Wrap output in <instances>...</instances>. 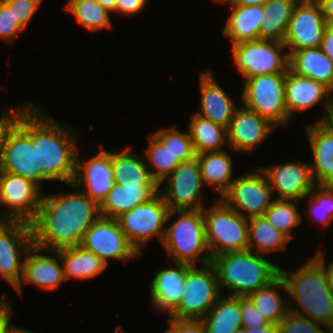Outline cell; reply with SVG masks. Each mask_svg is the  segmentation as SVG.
<instances>
[{
	"label": "cell",
	"instance_id": "6f0895ef",
	"mask_svg": "<svg viewBox=\"0 0 333 333\" xmlns=\"http://www.w3.org/2000/svg\"><path fill=\"white\" fill-rule=\"evenodd\" d=\"M168 320L170 322L171 327L165 330L164 333H180V319L169 317Z\"/></svg>",
	"mask_w": 333,
	"mask_h": 333
},
{
	"label": "cell",
	"instance_id": "f907efd6",
	"mask_svg": "<svg viewBox=\"0 0 333 333\" xmlns=\"http://www.w3.org/2000/svg\"><path fill=\"white\" fill-rule=\"evenodd\" d=\"M319 48L333 61V25H327Z\"/></svg>",
	"mask_w": 333,
	"mask_h": 333
},
{
	"label": "cell",
	"instance_id": "4fadbf2b",
	"mask_svg": "<svg viewBox=\"0 0 333 333\" xmlns=\"http://www.w3.org/2000/svg\"><path fill=\"white\" fill-rule=\"evenodd\" d=\"M41 190L29 179L0 171V204L8 207L0 213V220L32 223L38 214Z\"/></svg>",
	"mask_w": 333,
	"mask_h": 333
},
{
	"label": "cell",
	"instance_id": "d6a6232c",
	"mask_svg": "<svg viewBox=\"0 0 333 333\" xmlns=\"http://www.w3.org/2000/svg\"><path fill=\"white\" fill-rule=\"evenodd\" d=\"M206 333H233L242 327L240 297L221 296L210 311L201 319Z\"/></svg>",
	"mask_w": 333,
	"mask_h": 333
},
{
	"label": "cell",
	"instance_id": "f1b7e54d",
	"mask_svg": "<svg viewBox=\"0 0 333 333\" xmlns=\"http://www.w3.org/2000/svg\"><path fill=\"white\" fill-rule=\"evenodd\" d=\"M114 182L124 186H159L153 179L144 156L123 149L111 152Z\"/></svg>",
	"mask_w": 333,
	"mask_h": 333
},
{
	"label": "cell",
	"instance_id": "3957f363",
	"mask_svg": "<svg viewBox=\"0 0 333 333\" xmlns=\"http://www.w3.org/2000/svg\"><path fill=\"white\" fill-rule=\"evenodd\" d=\"M280 276L285 281L287 293L301 308L298 310L290 304L289 310L333 331V291L322 267L310 257L294 272H286L280 267Z\"/></svg>",
	"mask_w": 333,
	"mask_h": 333
},
{
	"label": "cell",
	"instance_id": "c3c4849f",
	"mask_svg": "<svg viewBox=\"0 0 333 333\" xmlns=\"http://www.w3.org/2000/svg\"><path fill=\"white\" fill-rule=\"evenodd\" d=\"M0 299V333H7L12 324L10 318L12 316V302L7 301L6 294ZM6 300V301H5ZM11 303V304H10Z\"/></svg>",
	"mask_w": 333,
	"mask_h": 333
},
{
	"label": "cell",
	"instance_id": "60d3db41",
	"mask_svg": "<svg viewBox=\"0 0 333 333\" xmlns=\"http://www.w3.org/2000/svg\"><path fill=\"white\" fill-rule=\"evenodd\" d=\"M306 197H309L308 211L315 221L324 228L333 222L332 185H316Z\"/></svg>",
	"mask_w": 333,
	"mask_h": 333
},
{
	"label": "cell",
	"instance_id": "8fae6325",
	"mask_svg": "<svg viewBox=\"0 0 333 333\" xmlns=\"http://www.w3.org/2000/svg\"><path fill=\"white\" fill-rule=\"evenodd\" d=\"M256 170L258 172L250 171L235 178L221 196L229 207L246 219L263 216L274 200L264 171L261 167Z\"/></svg>",
	"mask_w": 333,
	"mask_h": 333
},
{
	"label": "cell",
	"instance_id": "d590c367",
	"mask_svg": "<svg viewBox=\"0 0 333 333\" xmlns=\"http://www.w3.org/2000/svg\"><path fill=\"white\" fill-rule=\"evenodd\" d=\"M280 287L288 292L285 281L279 275L269 285L259 288L256 292L249 294L247 297L253 302L262 315L273 324L279 325L280 320L286 316L289 311V303H285L276 291Z\"/></svg>",
	"mask_w": 333,
	"mask_h": 333
},
{
	"label": "cell",
	"instance_id": "6125c7cd",
	"mask_svg": "<svg viewBox=\"0 0 333 333\" xmlns=\"http://www.w3.org/2000/svg\"><path fill=\"white\" fill-rule=\"evenodd\" d=\"M121 326H117L115 333H124L123 330L120 328Z\"/></svg>",
	"mask_w": 333,
	"mask_h": 333
},
{
	"label": "cell",
	"instance_id": "ee69618b",
	"mask_svg": "<svg viewBox=\"0 0 333 333\" xmlns=\"http://www.w3.org/2000/svg\"><path fill=\"white\" fill-rule=\"evenodd\" d=\"M28 104V106L26 103L21 106L17 105V107H12L10 110L7 109L6 111L4 109L0 119V151L2 146L6 143L10 132L17 126L20 118L32 106L30 102Z\"/></svg>",
	"mask_w": 333,
	"mask_h": 333
},
{
	"label": "cell",
	"instance_id": "94428289",
	"mask_svg": "<svg viewBox=\"0 0 333 333\" xmlns=\"http://www.w3.org/2000/svg\"><path fill=\"white\" fill-rule=\"evenodd\" d=\"M233 333H246V329L244 327H240V328L236 329V331Z\"/></svg>",
	"mask_w": 333,
	"mask_h": 333
},
{
	"label": "cell",
	"instance_id": "ffe728a7",
	"mask_svg": "<svg viewBox=\"0 0 333 333\" xmlns=\"http://www.w3.org/2000/svg\"><path fill=\"white\" fill-rule=\"evenodd\" d=\"M275 128L267 119L243 105V108H236L230 120L227 146L236 152H252L270 137V132Z\"/></svg>",
	"mask_w": 333,
	"mask_h": 333
},
{
	"label": "cell",
	"instance_id": "7bdbcfd3",
	"mask_svg": "<svg viewBox=\"0 0 333 333\" xmlns=\"http://www.w3.org/2000/svg\"><path fill=\"white\" fill-rule=\"evenodd\" d=\"M25 30L15 18L13 9L0 0V39L12 43L16 36Z\"/></svg>",
	"mask_w": 333,
	"mask_h": 333
},
{
	"label": "cell",
	"instance_id": "ba28073f",
	"mask_svg": "<svg viewBox=\"0 0 333 333\" xmlns=\"http://www.w3.org/2000/svg\"><path fill=\"white\" fill-rule=\"evenodd\" d=\"M175 214L176 211L168 208L158 192L148 202L137 205L116 219L130 244L141 255V246L151 242L153 236L157 235L163 241L166 230L164 224Z\"/></svg>",
	"mask_w": 333,
	"mask_h": 333
},
{
	"label": "cell",
	"instance_id": "11a10c76",
	"mask_svg": "<svg viewBox=\"0 0 333 333\" xmlns=\"http://www.w3.org/2000/svg\"><path fill=\"white\" fill-rule=\"evenodd\" d=\"M325 116V117H324ZM322 116L320 118V121L318 119V122H322L328 129L333 133V105L331 109L329 110L328 114Z\"/></svg>",
	"mask_w": 333,
	"mask_h": 333
},
{
	"label": "cell",
	"instance_id": "f5cc1de1",
	"mask_svg": "<svg viewBox=\"0 0 333 333\" xmlns=\"http://www.w3.org/2000/svg\"><path fill=\"white\" fill-rule=\"evenodd\" d=\"M327 24L333 25V0H317Z\"/></svg>",
	"mask_w": 333,
	"mask_h": 333
},
{
	"label": "cell",
	"instance_id": "f6af8a7d",
	"mask_svg": "<svg viewBox=\"0 0 333 333\" xmlns=\"http://www.w3.org/2000/svg\"><path fill=\"white\" fill-rule=\"evenodd\" d=\"M10 8L19 24L26 29L32 16L44 0H3Z\"/></svg>",
	"mask_w": 333,
	"mask_h": 333
},
{
	"label": "cell",
	"instance_id": "6da1fadb",
	"mask_svg": "<svg viewBox=\"0 0 333 333\" xmlns=\"http://www.w3.org/2000/svg\"><path fill=\"white\" fill-rule=\"evenodd\" d=\"M70 186L76 191L42 194L38 214L31 223L33 242L37 247L57 251L80 246L85 232L101 216L96 201L80 188Z\"/></svg>",
	"mask_w": 333,
	"mask_h": 333
},
{
	"label": "cell",
	"instance_id": "816d5d0a",
	"mask_svg": "<svg viewBox=\"0 0 333 333\" xmlns=\"http://www.w3.org/2000/svg\"><path fill=\"white\" fill-rule=\"evenodd\" d=\"M316 254L312 257L324 270L327 282L329 284V287L333 291V261L330 262L328 265L325 266V258L324 253L320 250L318 252H315ZM328 266V267H327Z\"/></svg>",
	"mask_w": 333,
	"mask_h": 333
},
{
	"label": "cell",
	"instance_id": "8d00e7d4",
	"mask_svg": "<svg viewBox=\"0 0 333 333\" xmlns=\"http://www.w3.org/2000/svg\"><path fill=\"white\" fill-rule=\"evenodd\" d=\"M80 26L94 33L111 27L110 12L98 0H69L65 7Z\"/></svg>",
	"mask_w": 333,
	"mask_h": 333
},
{
	"label": "cell",
	"instance_id": "ab89813d",
	"mask_svg": "<svg viewBox=\"0 0 333 333\" xmlns=\"http://www.w3.org/2000/svg\"><path fill=\"white\" fill-rule=\"evenodd\" d=\"M153 134L166 148H168L170 153L179 163L186 162L197 157L189 131L188 133L184 131L180 132L173 126L167 129L160 128Z\"/></svg>",
	"mask_w": 333,
	"mask_h": 333
},
{
	"label": "cell",
	"instance_id": "9a60e30c",
	"mask_svg": "<svg viewBox=\"0 0 333 333\" xmlns=\"http://www.w3.org/2000/svg\"><path fill=\"white\" fill-rule=\"evenodd\" d=\"M80 246L107 265L109 259L129 261L140 256L114 218L100 216L85 232Z\"/></svg>",
	"mask_w": 333,
	"mask_h": 333
},
{
	"label": "cell",
	"instance_id": "83f0119b",
	"mask_svg": "<svg viewBox=\"0 0 333 333\" xmlns=\"http://www.w3.org/2000/svg\"><path fill=\"white\" fill-rule=\"evenodd\" d=\"M289 69L296 75L323 83L333 91V61L319 47L293 51L289 55Z\"/></svg>",
	"mask_w": 333,
	"mask_h": 333
},
{
	"label": "cell",
	"instance_id": "bcb514c9",
	"mask_svg": "<svg viewBox=\"0 0 333 333\" xmlns=\"http://www.w3.org/2000/svg\"><path fill=\"white\" fill-rule=\"evenodd\" d=\"M240 309L244 328H257L270 323L248 297H240Z\"/></svg>",
	"mask_w": 333,
	"mask_h": 333
},
{
	"label": "cell",
	"instance_id": "7a4b0ae2",
	"mask_svg": "<svg viewBox=\"0 0 333 333\" xmlns=\"http://www.w3.org/2000/svg\"><path fill=\"white\" fill-rule=\"evenodd\" d=\"M33 107L25 112L18 125L36 145L37 161L42 164L41 182L57 180L70 185L75 177L78 154L75 129L59 124L52 116Z\"/></svg>",
	"mask_w": 333,
	"mask_h": 333
},
{
	"label": "cell",
	"instance_id": "7dc6e473",
	"mask_svg": "<svg viewBox=\"0 0 333 333\" xmlns=\"http://www.w3.org/2000/svg\"><path fill=\"white\" fill-rule=\"evenodd\" d=\"M147 0H117V5L114 13L121 15L133 16L142 11Z\"/></svg>",
	"mask_w": 333,
	"mask_h": 333
},
{
	"label": "cell",
	"instance_id": "2e32d148",
	"mask_svg": "<svg viewBox=\"0 0 333 333\" xmlns=\"http://www.w3.org/2000/svg\"><path fill=\"white\" fill-rule=\"evenodd\" d=\"M327 22L317 0H299L290 19L284 45L295 50L320 47Z\"/></svg>",
	"mask_w": 333,
	"mask_h": 333
},
{
	"label": "cell",
	"instance_id": "44dd1931",
	"mask_svg": "<svg viewBox=\"0 0 333 333\" xmlns=\"http://www.w3.org/2000/svg\"><path fill=\"white\" fill-rule=\"evenodd\" d=\"M332 93L323 83L296 75L290 69L286 72L285 97L290 119L295 112L310 109L318 103L323 104L328 114L333 105Z\"/></svg>",
	"mask_w": 333,
	"mask_h": 333
},
{
	"label": "cell",
	"instance_id": "5bb4252c",
	"mask_svg": "<svg viewBox=\"0 0 333 333\" xmlns=\"http://www.w3.org/2000/svg\"><path fill=\"white\" fill-rule=\"evenodd\" d=\"M163 189H159L170 210H202L200 201L203 185L197 157L180 163L164 180Z\"/></svg>",
	"mask_w": 333,
	"mask_h": 333
},
{
	"label": "cell",
	"instance_id": "277c9868",
	"mask_svg": "<svg viewBox=\"0 0 333 333\" xmlns=\"http://www.w3.org/2000/svg\"><path fill=\"white\" fill-rule=\"evenodd\" d=\"M211 264L221 290L226 287L230 296L247 297L280 275L278 265L249 249L217 255Z\"/></svg>",
	"mask_w": 333,
	"mask_h": 333
},
{
	"label": "cell",
	"instance_id": "e575fe53",
	"mask_svg": "<svg viewBox=\"0 0 333 333\" xmlns=\"http://www.w3.org/2000/svg\"><path fill=\"white\" fill-rule=\"evenodd\" d=\"M188 130L193 141L196 154L223 151L222 145L228 144L227 128L192 114Z\"/></svg>",
	"mask_w": 333,
	"mask_h": 333
},
{
	"label": "cell",
	"instance_id": "8992f818",
	"mask_svg": "<svg viewBox=\"0 0 333 333\" xmlns=\"http://www.w3.org/2000/svg\"><path fill=\"white\" fill-rule=\"evenodd\" d=\"M209 208H203V215L211 257L247 250L248 219L234 211L221 198Z\"/></svg>",
	"mask_w": 333,
	"mask_h": 333
},
{
	"label": "cell",
	"instance_id": "9f6ffc18",
	"mask_svg": "<svg viewBox=\"0 0 333 333\" xmlns=\"http://www.w3.org/2000/svg\"><path fill=\"white\" fill-rule=\"evenodd\" d=\"M267 0H231L229 4H238L243 6L264 5Z\"/></svg>",
	"mask_w": 333,
	"mask_h": 333
},
{
	"label": "cell",
	"instance_id": "9c48e42d",
	"mask_svg": "<svg viewBox=\"0 0 333 333\" xmlns=\"http://www.w3.org/2000/svg\"><path fill=\"white\" fill-rule=\"evenodd\" d=\"M170 318L201 320L221 297V288L213 265L192 266L186 273L184 291Z\"/></svg>",
	"mask_w": 333,
	"mask_h": 333
},
{
	"label": "cell",
	"instance_id": "603a6c76",
	"mask_svg": "<svg viewBox=\"0 0 333 333\" xmlns=\"http://www.w3.org/2000/svg\"><path fill=\"white\" fill-rule=\"evenodd\" d=\"M174 264L176 268L159 270L150 284V299L154 308L168 314L179 305L184 294L186 273L192 267L183 263Z\"/></svg>",
	"mask_w": 333,
	"mask_h": 333
},
{
	"label": "cell",
	"instance_id": "4316f807",
	"mask_svg": "<svg viewBox=\"0 0 333 333\" xmlns=\"http://www.w3.org/2000/svg\"><path fill=\"white\" fill-rule=\"evenodd\" d=\"M160 186H124L115 183L100 204V215L116 219L137 205L148 202L159 192Z\"/></svg>",
	"mask_w": 333,
	"mask_h": 333
},
{
	"label": "cell",
	"instance_id": "681fc988",
	"mask_svg": "<svg viewBox=\"0 0 333 333\" xmlns=\"http://www.w3.org/2000/svg\"><path fill=\"white\" fill-rule=\"evenodd\" d=\"M180 333H206L202 320L180 319Z\"/></svg>",
	"mask_w": 333,
	"mask_h": 333
},
{
	"label": "cell",
	"instance_id": "e0dca14e",
	"mask_svg": "<svg viewBox=\"0 0 333 333\" xmlns=\"http://www.w3.org/2000/svg\"><path fill=\"white\" fill-rule=\"evenodd\" d=\"M41 166L37 161L36 145L17 124L0 151V171L29 179L41 188Z\"/></svg>",
	"mask_w": 333,
	"mask_h": 333
},
{
	"label": "cell",
	"instance_id": "d4e9b609",
	"mask_svg": "<svg viewBox=\"0 0 333 333\" xmlns=\"http://www.w3.org/2000/svg\"><path fill=\"white\" fill-rule=\"evenodd\" d=\"M314 158L311 171L316 185L333 186V133L322 123L306 126Z\"/></svg>",
	"mask_w": 333,
	"mask_h": 333
},
{
	"label": "cell",
	"instance_id": "91938a15",
	"mask_svg": "<svg viewBox=\"0 0 333 333\" xmlns=\"http://www.w3.org/2000/svg\"><path fill=\"white\" fill-rule=\"evenodd\" d=\"M7 333H34L32 331H29L27 329H23V328H18L15 327L14 324L11 326V328L7 331Z\"/></svg>",
	"mask_w": 333,
	"mask_h": 333
},
{
	"label": "cell",
	"instance_id": "30bf717a",
	"mask_svg": "<svg viewBox=\"0 0 333 333\" xmlns=\"http://www.w3.org/2000/svg\"><path fill=\"white\" fill-rule=\"evenodd\" d=\"M285 50L283 42L266 39L241 42L231 49L233 62L245 79L263 74H286L289 54Z\"/></svg>",
	"mask_w": 333,
	"mask_h": 333
},
{
	"label": "cell",
	"instance_id": "b9f144b4",
	"mask_svg": "<svg viewBox=\"0 0 333 333\" xmlns=\"http://www.w3.org/2000/svg\"><path fill=\"white\" fill-rule=\"evenodd\" d=\"M321 325L289 310L278 326L279 333H327L321 328ZM328 333H333V331Z\"/></svg>",
	"mask_w": 333,
	"mask_h": 333
},
{
	"label": "cell",
	"instance_id": "52a82bcc",
	"mask_svg": "<svg viewBox=\"0 0 333 333\" xmlns=\"http://www.w3.org/2000/svg\"><path fill=\"white\" fill-rule=\"evenodd\" d=\"M286 74H263L244 80L242 104L267 119L276 128L291 121L285 97Z\"/></svg>",
	"mask_w": 333,
	"mask_h": 333
},
{
	"label": "cell",
	"instance_id": "74e56055",
	"mask_svg": "<svg viewBox=\"0 0 333 333\" xmlns=\"http://www.w3.org/2000/svg\"><path fill=\"white\" fill-rule=\"evenodd\" d=\"M145 151L146 166L160 186L180 163L153 133L149 137V146ZM153 168L156 171H153Z\"/></svg>",
	"mask_w": 333,
	"mask_h": 333
},
{
	"label": "cell",
	"instance_id": "cb8c5ba5",
	"mask_svg": "<svg viewBox=\"0 0 333 333\" xmlns=\"http://www.w3.org/2000/svg\"><path fill=\"white\" fill-rule=\"evenodd\" d=\"M199 75L201 111L196 114L228 128L237 108L234 100L216 82L211 70L201 72Z\"/></svg>",
	"mask_w": 333,
	"mask_h": 333
},
{
	"label": "cell",
	"instance_id": "5b68a950",
	"mask_svg": "<svg viewBox=\"0 0 333 333\" xmlns=\"http://www.w3.org/2000/svg\"><path fill=\"white\" fill-rule=\"evenodd\" d=\"M179 219L165 228L162 244L174 263L196 265L200 258L203 265L211 263L202 210H178ZM201 256V257H200Z\"/></svg>",
	"mask_w": 333,
	"mask_h": 333
},
{
	"label": "cell",
	"instance_id": "f546056e",
	"mask_svg": "<svg viewBox=\"0 0 333 333\" xmlns=\"http://www.w3.org/2000/svg\"><path fill=\"white\" fill-rule=\"evenodd\" d=\"M204 184L222 196L234 180H232V158L226 151L205 152L197 155Z\"/></svg>",
	"mask_w": 333,
	"mask_h": 333
},
{
	"label": "cell",
	"instance_id": "f35d334b",
	"mask_svg": "<svg viewBox=\"0 0 333 333\" xmlns=\"http://www.w3.org/2000/svg\"><path fill=\"white\" fill-rule=\"evenodd\" d=\"M297 201L274 199L263 215L276 229L292 238L291 231L301 224V215L295 206ZM294 203V204H293Z\"/></svg>",
	"mask_w": 333,
	"mask_h": 333
},
{
	"label": "cell",
	"instance_id": "836d02e7",
	"mask_svg": "<svg viewBox=\"0 0 333 333\" xmlns=\"http://www.w3.org/2000/svg\"><path fill=\"white\" fill-rule=\"evenodd\" d=\"M288 241L290 239L268 222L264 216L248 219L249 250L263 255L286 250Z\"/></svg>",
	"mask_w": 333,
	"mask_h": 333
},
{
	"label": "cell",
	"instance_id": "4dcf8cb0",
	"mask_svg": "<svg viewBox=\"0 0 333 333\" xmlns=\"http://www.w3.org/2000/svg\"><path fill=\"white\" fill-rule=\"evenodd\" d=\"M64 271V278L91 279L103 273L107 264L95 253L83 249L81 246L63 248L57 250Z\"/></svg>",
	"mask_w": 333,
	"mask_h": 333
},
{
	"label": "cell",
	"instance_id": "d6986e66",
	"mask_svg": "<svg viewBox=\"0 0 333 333\" xmlns=\"http://www.w3.org/2000/svg\"><path fill=\"white\" fill-rule=\"evenodd\" d=\"M81 188L90 199L99 205L113 188L114 176L111 164V152L100 150L83 163L77 154L76 172L72 183Z\"/></svg>",
	"mask_w": 333,
	"mask_h": 333
},
{
	"label": "cell",
	"instance_id": "484cf974",
	"mask_svg": "<svg viewBox=\"0 0 333 333\" xmlns=\"http://www.w3.org/2000/svg\"><path fill=\"white\" fill-rule=\"evenodd\" d=\"M231 13L223 27V35L238 44L259 40V30L263 22V5L243 6L230 4Z\"/></svg>",
	"mask_w": 333,
	"mask_h": 333
},
{
	"label": "cell",
	"instance_id": "680465c9",
	"mask_svg": "<svg viewBox=\"0 0 333 333\" xmlns=\"http://www.w3.org/2000/svg\"><path fill=\"white\" fill-rule=\"evenodd\" d=\"M98 2L110 13L115 12L117 0H98Z\"/></svg>",
	"mask_w": 333,
	"mask_h": 333
},
{
	"label": "cell",
	"instance_id": "7c38bea8",
	"mask_svg": "<svg viewBox=\"0 0 333 333\" xmlns=\"http://www.w3.org/2000/svg\"><path fill=\"white\" fill-rule=\"evenodd\" d=\"M33 244L31 223L0 221V276L13 288L20 284L24 259Z\"/></svg>",
	"mask_w": 333,
	"mask_h": 333
},
{
	"label": "cell",
	"instance_id": "1f68e13d",
	"mask_svg": "<svg viewBox=\"0 0 333 333\" xmlns=\"http://www.w3.org/2000/svg\"><path fill=\"white\" fill-rule=\"evenodd\" d=\"M299 0H267L259 39L284 42L290 19Z\"/></svg>",
	"mask_w": 333,
	"mask_h": 333
},
{
	"label": "cell",
	"instance_id": "be15d7a7",
	"mask_svg": "<svg viewBox=\"0 0 333 333\" xmlns=\"http://www.w3.org/2000/svg\"><path fill=\"white\" fill-rule=\"evenodd\" d=\"M214 1H216V2H224V3L225 2H227V3L229 2L230 3L231 0H214Z\"/></svg>",
	"mask_w": 333,
	"mask_h": 333
},
{
	"label": "cell",
	"instance_id": "db71d44e",
	"mask_svg": "<svg viewBox=\"0 0 333 333\" xmlns=\"http://www.w3.org/2000/svg\"><path fill=\"white\" fill-rule=\"evenodd\" d=\"M245 329L246 333H279V326L273 323H269L268 325L262 327H248Z\"/></svg>",
	"mask_w": 333,
	"mask_h": 333
},
{
	"label": "cell",
	"instance_id": "ac0fdd59",
	"mask_svg": "<svg viewBox=\"0 0 333 333\" xmlns=\"http://www.w3.org/2000/svg\"><path fill=\"white\" fill-rule=\"evenodd\" d=\"M261 169L268 179L273 194L277 193L276 199L301 202L316 186L311 163L296 160Z\"/></svg>",
	"mask_w": 333,
	"mask_h": 333
},
{
	"label": "cell",
	"instance_id": "7402d4cb",
	"mask_svg": "<svg viewBox=\"0 0 333 333\" xmlns=\"http://www.w3.org/2000/svg\"><path fill=\"white\" fill-rule=\"evenodd\" d=\"M41 251L53 252L58 259L40 254ZM65 281L63 264L58 251L44 250L33 244L25 256L22 278L15 290L21 293L23 282L35 284L43 290H56Z\"/></svg>",
	"mask_w": 333,
	"mask_h": 333
}]
</instances>
